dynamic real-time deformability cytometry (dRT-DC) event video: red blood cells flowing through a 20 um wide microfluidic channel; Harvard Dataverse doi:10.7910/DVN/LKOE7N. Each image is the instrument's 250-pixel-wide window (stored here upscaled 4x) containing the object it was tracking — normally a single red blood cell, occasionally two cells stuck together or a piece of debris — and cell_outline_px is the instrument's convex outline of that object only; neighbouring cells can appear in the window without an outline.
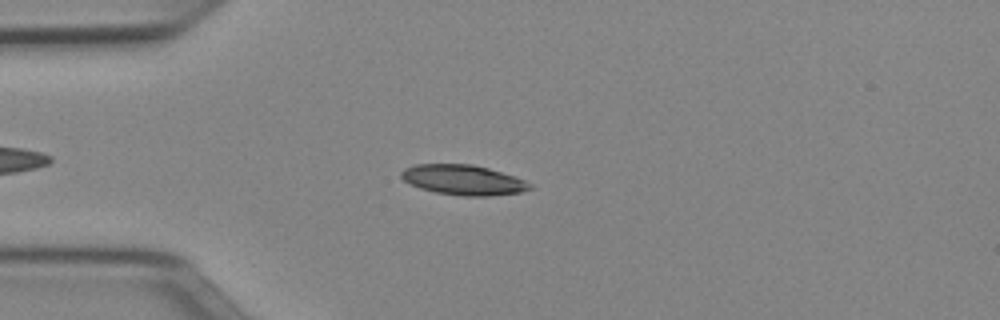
{"species": "Egyptian fruit bat (a non-hibernating species)", "species_latin": "Rousettus aegyptiacus", "temperature_condition": "cold", "stored_images_in_passage": 42, "camera_frame_rate_fps": 3000, "um_per_image_px": 0.085, "animal": {"sex": "female"}, "frame": {"image": 1, "passage_image": 8, "time_ms": 2.333, "image_size_px": [1000, 320], "cell_outline_px": [[532, 188], [520, 192], [488, 196], [464, 196], [436, 192], [420, 188], [404, 180], [400, 176], [400, 172], [404, 168], [416, 164], [472, 164], [488, 168], [516, 176], [532, 184]], "centroid_in_image_um": [39.38, 15.28], "position_along_channel_um": 45.6, "area_um2": 22.48}}
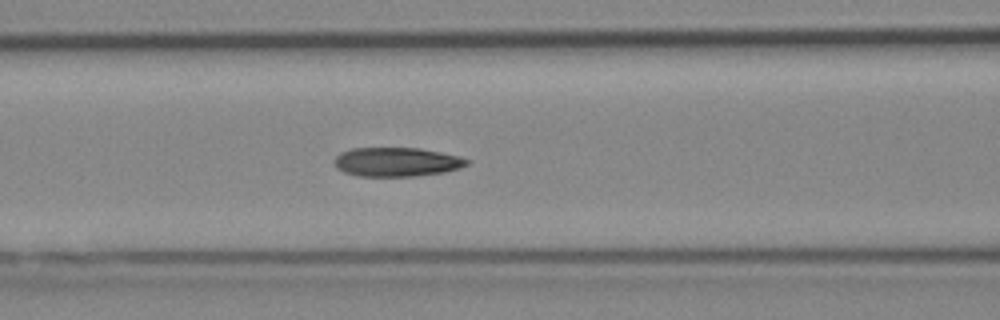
{"frame": {"image": 2, "passage_image": 16, "time_ms": 5.0, "image_size_px": [1000, 320], "cell_outline_px": [[468, 164], [460, 168], [444, 172], [416, 176], [360, 176], [344, 172], [336, 168], [332, 164], [332, 160], [340, 152], [352, 148], [420, 148], [456, 156], [468, 160]], "centroid_in_image_um": [33.63, 13.77], "position_along_channel_um": 133.0, "area_um2": 22.43}}
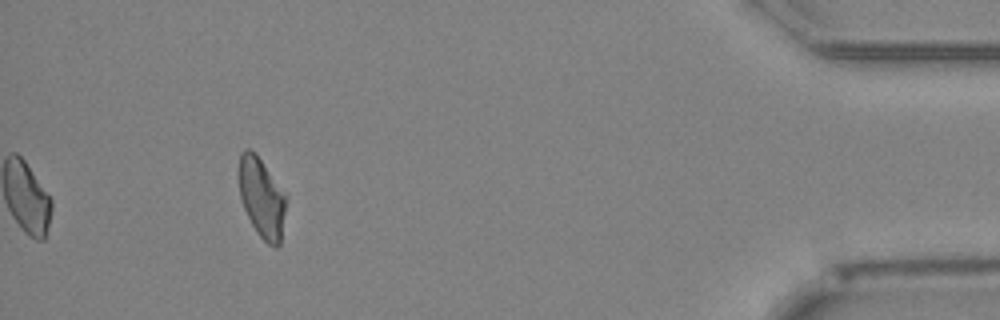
{"frame": {"image": 3, "passage_image": 42, "time_ms": 13.667, "image_size_px": [1000, 320], "cell_outline_px": [[284, 212], [280, 244], [276, 248], [268, 244], [256, 232], [240, 200], [236, 172], [240, 152], [244, 148], [248, 148], [256, 152], [284, 196]], "centroid_in_image_um": [22.14, 16.76], "position_along_channel_um": 413.1, "area_um2": 21.73}, "authors_computed_cell_mechanics": {"area_um2": 22.4553, "velocity_mm_per_s": 3.9432, "shape_relaxation_time_tau1_ms": 5.733, "shape_relaxation_time_tau2_ms": 4.4452, "deformation_change_tau1": 0.1482, "deformation_change_tau2": 0.0955}}